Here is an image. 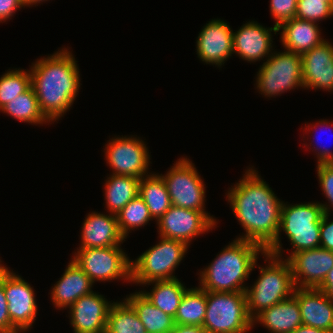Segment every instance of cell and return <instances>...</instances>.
<instances>
[{"mask_svg": "<svg viewBox=\"0 0 333 333\" xmlns=\"http://www.w3.org/2000/svg\"><path fill=\"white\" fill-rule=\"evenodd\" d=\"M253 168L248 167L242 178L231 185L226 199L245 230L237 239L257 243L266 250L277 238L283 201Z\"/></svg>", "mask_w": 333, "mask_h": 333, "instance_id": "obj_1", "label": "cell"}, {"mask_svg": "<svg viewBox=\"0 0 333 333\" xmlns=\"http://www.w3.org/2000/svg\"><path fill=\"white\" fill-rule=\"evenodd\" d=\"M29 70L39 108L54 124L70 110L78 96L82 84L77 61L68 48L62 47L37 59Z\"/></svg>", "mask_w": 333, "mask_h": 333, "instance_id": "obj_2", "label": "cell"}, {"mask_svg": "<svg viewBox=\"0 0 333 333\" xmlns=\"http://www.w3.org/2000/svg\"><path fill=\"white\" fill-rule=\"evenodd\" d=\"M260 253L262 255L265 250L257 243L234 239L199 271L198 287L213 292L245 291L244 282L257 267Z\"/></svg>", "mask_w": 333, "mask_h": 333, "instance_id": "obj_3", "label": "cell"}, {"mask_svg": "<svg viewBox=\"0 0 333 333\" xmlns=\"http://www.w3.org/2000/svg\"><path fill=\"white\" fill-rule=\"evenodd\" d=\"M287 203L283 202L281 207L280 228L277 238L265 250L266 253L284 259L282 257L283 244L280 239L281 232H283L292 246V251L285 260L296 252L320 247V227L324 214L318 201L293 205Z\"/></svg>", "mask_w": 333, "mask_h": 333, "instance_id": "obj_4", "label": "cell"}, {"mask_svg": "<svg viewBox=\"0 0 333 333\" xmlns=\"http://www.w3.org/2000/svg\"><path fill=\"white\" fill-rule=\"evenodd\" d=\"M262 256L265 257L266 265H258L260 275L245 290L247 309L252 319L263 310L290 298L296 288L287 260L266 252Z\"/></svg>", "mask_w": 333, "mask_h": 333, "instance_id": "obj_5", "label": "cell"}, {"mask_svg": "<svg viewBox=\"0 0 333 333\" xmlns=\"http://www.w3.org/2000/svg\"><path fill=\"white\" fill-rule=\"evenodd\" d=\"M206 300L203 327L208 333H248L254 328L245 291H206Z\"/></svg>", "mask_w": 333, "mask_h": 333, "instance_id": "obj_6", "label": "cell"}, {"mask_svg": "<svg viewBox=\"0 0 333 333\" xmlns=\"http://www.w3.org/2000/svg\"><path fill=\"white\" fill-rule=\"evenodd\" d=\"M160 238L132 262V282L141 285L156 280L175 279V270L188 253L189 246L182 241ZM174 273V274H173Z\"/></svg>", "mask_w": 333, "mask_h": 333, "instance_id": "obj_7", "label": "cell"}, {"mask_svg": "<svg viewBox=\"0 0 333 333\" xmlns=\"http://www.w3.org/2000/svg\"><path fill=\"white\" fill-rule=\"evenodd\" d=\"M255 88L265 97H276L288 90L304 88L302 57L287 51L273 52L258 68Z\"/></svg>", "mask_w": 333, "mask_h": 333, "instance_id": "obj_8", "label": "cell"}, {"mask_svg": "<svg viewBox=\"0 0 333 333\" xmlns=\"http://www.w3.org/2000/svg\"><path fill=\"white\" fill-rule=\"evenodd\" d=\"M159 175L165 182L173 206L204 212L218 224L217 219L206 212V184L191 159L181 156L166 174Z\"/></svg>", "mask_w": 333, "mask_h": 333, "instance_id": "obj_9", "label": "cell"}, {"mask_svg": "<svg viewBox=\"0 0 333 333\" xmlns=\"http://www.w3.org/2000/svg\"><path fill=\"white\" fill-rule=\"evenodd\" d=\"M118 246L76 249L71 258L95 282H132V260Z\"/></svg>", "mask_w": 333, "mask_h": 333, "instance_id": "obj_10", "label": "cell"}, {"mask_svg": "<svg viewBox=\"0 0 333 333\" xmlns=\"http://www.w3.org/2000/svg\"><path fill=\"white\" fill-rule=\"evenodd\" d=\"M108 143V144H107ZM105 144V159L111 174L142 178L151 173L149 149L140 137L115 136Z\"/></svg>", "mask_w": 333, "mask_h": 333, "instance_id": "obj_11", "label": "cell"}, {"mask_svg": "<svg viewBox=\"0 0 333 333\" xmlns=\"http://www.w3.org/2000/svg\"><path fill=\"white\" fill-rule=\"evenodd\" d=\"M11 323L22 333L29 332L35 318L38 305L33 286L8 267L0 274Z\"/></svg>", "mask_w": 333, "mask_h": 333, "instance_id": "obj_12", "label": "cell"}, {"mask_svg": "<svg viewBox=\"0 0 333 333\" xmlns=\"http://www.w3.org/2000/svg\"><path fill=\"white\" fill-rule=\"evenodd\" d=\"M159 236L185 242L188 246L199 235L216 228V224L201 211L171 206L157 221Z\"/></svg>", "mask_w": 333, "mask_h": 333, "instance_id": "obj_13", "label": "cell"}, {"mask_svg": "<svg viewBox=\"0 0 333 333\" xmlns=\"http://www.w3.org/2000/svg\"><path fill=\"white\" fill-rule=\"evenodd\" d=\"M197 57L206 64L221 68L233 55V30L219 18L203 26L196 39Z\"/></svg>", "mask_w": 333, "mask_h": 333, "instance_id": "obj_14", "label": "cell"}, {"mask_svg": "<svg viewBox=\"0 0 333 333\" xmlns=\"http://www.w3.org/2000/svg\"><path fill=\"white\" fill-rule=\"evenodd\" d=\"M287 261L296 288H318L333 268V252L321 247L303 250L292 254Z\"/></svg>", "mask_w": 333, "mask_h": 333, "instance_id": "obj_15", "label": "cell"}, {"mask_svg": "<svg viewBox=\"0 0 333 333\" xmlns=\"http://www.w3.org/2000/svg\"><path fill=\"white\" fill-rule=\"evenodd\" d=\"M277 34L278 27H265L257 21L243 24L237 31H233V54L240 59L251 62L265 60L274 52L273 35Z\"/></svg>", "mask_w": 333, "mask_h": 333, "instance_id": "obj_16", "label": "cell"}, {"mask_svg": "<svg viewBox=\"0 0 333 333\" xmlns=\"http://www.w3.org/2000/svg\"><path fill=\"white\" fill-rule=\"evenodd\" d=\"M112 304L95 291L77 299L68 309L74 333H105Z\"/></svg>", "mask_w": 333, "mask_h": 333, "instance_id": "obj_17", "label": "cell"}, {"mask_svg": "<svg viewBox=\"0 0 333 333\" xmlns=\"http://www.w3.org/2000/svg\"><path fill=\"white\" fill-rule=\"evenodd\" d=\"M304 89L333 91V44L325 40L301 55Z\"/></svg>", "mask_w": 333, "mask_h": 333, "instance_id": "obj_18", "label": "cell"}, {"mask_svg": "<svg viewBox=\"0 0 333 333\" xmlns=\"http://www.w3.org/2000/svg\"><path fill=\"white\" fill-rule=\"evenodd\" d=\"M80 246L77 249L104 248L124 243L116 214L89 212L82 224Z\"/></svg>", "mask_w": 333, "mask_h": 333, "instance_id": "obj_19", "label": "cell"}, {"mask_svg": "<svg viewBox=\"0 0 333 333\" xmlns=\"http://www.w3.org/2000/svg\"><path fill=\"white\" fill-rule=\"evenodd\" d=\"M293 296L300 307L302 324L333 331V301L318 288H295Z\"/></svg>", "mask_w": 333, "mask_h": 333, "instance_id": "obj_20", "label": "cell"}, {"mask_svg": "<svg viewBox=\"0 0 333 333\" xmlns=\"http://www.w3.org/2000/svg\"><path fill=\"white\" fill-rule=\"evenodd\" d=\"M94 283L71 259L61 276L52 286L50 299L58 310L69 308L77 299L93 292Z\"/></svg>", "mask_w": 333, "mask_h": 333, "instance_id": "obj_21", "label": "cell"}, {"mask_svg": "<svg viewBox=\"0 0 333 333\" xmlns=\"http://www.w3.org/2000/svg\"><path fill=\"white\" fill-rule=\"evenodd\" d=\"M280 41L287 51L302 55L325 40L317 22L293 18L278 26Z\"/></svg>", "mask_w": 333, "mask_h": 333, "instance_id": "obj_22", "label": "cell"}, {"mask_svg": "<svg viewBox=\"0 0 333 333\" xmlns=\"http://www.w3.org/2000/svg\"><path fill=\"white\" fill-rule=\"evenodd\" d=\"M257 324L267 328L270 333H292L302 325L297 299L292 295L263 310L253 319V327Z\"/></svg>", "mask_w": 333, "mask_h": 333, "instance_id": "obj_23", "label": "cell"}, {"mask_svg": "<svg viewBox=\"0 0 333 333\" xmlns=\"http://www.w3.org/2000/svg\"><path fill=\"white\" fill-rule=\"evenodd\" d=\"M146 285H153L152 289L141 293L157 308L164 313L175 317L184 293L189 289L178 278L170 280L151 281Z\"/></svg>", "mask_w": 333, "mask_h": 333, "instance_id": "obj_24", "label": "cell"}, {"mask_svg": "<svg viewBox=\"0 0 333 333\" xmlns=\"http://www.w3.org/2000/svg\"><path fill=\"white\" fill-rule=\"evenodd\" d=\"M124 299L134 308L147 333H169L174 328V317L155 307L141 291Z\"/></svg>", "mask_w": 333, "mask_h": 333, "instance_id": "obj_25", "label": "cell"}, {"mask_svg": "<svg viewBox=\"0 0 333 333\" xmlns=\"http://www.w3.org/2000/svg\"><path fill=\"white\" fill-rule=\"evenodd\" d=\"M104 183L107 212L117 214L139 193L140 178L109 174Z\"/></svg>", "mask_w": 333, "mask_h": 333, "instance_id": "obj_26", "label": "cell"}, {"mask_svg": "<svg viewBox=\"0 0 333 333\" xmlns=\"http://www.w3.org/2000/svg\"><path fill=\"white\" fill-rule=\"evenodd\" d=\"M138 195L144 200L155 221L172 206L165 182L158 173L151 172L140 179Z\"/></svg>", "mask_w": 333, "mask_h": 333, "instance_id": "obj_27", "label": "cell"}, {"mask_svg": "<svg viewBox=\"0 0 333 333\" xmlns=\"http://www.w3.org/2000/svg\"><path fill=\"white\" fill-rule=\"evenodd\" d=\"M2 113H6L17 121L29 123L31 125L51 124V122L43 115L39 108L37 96L31 86L26 92L15 97L11 102L7 103L0 109Z\"/></svg>", "mask_w": 333, "mask_h": 333, "instance_id": "obj_28", "label": "cell"}, {"mask_svg": "<svg viewBox=\"0 0 333 333\" xmlns=\"http://www.w3.org/2000/svg\"><path fill=\"white\" fill-rule=\"evenodd\" d=\"M206 307V291L200 287L189 288L175 314V324L203 326Z\"/></svg>", "mask_w": 333, "mask_h": 333, "instance_id": "obj_29", "label": "cell"}, {"mask_svg": "<svg viewBox=\"0 0 333 333\" xmlns=\"http://www.w3.org/2000/svg\"><path fill=\"white\" fill-rule=\"evenodd\" d=\"M105 333H147L134 308L125 300L113 301Z\"/></svg>", "mask_w": 333, "mask_h": 333, "instance_id": "obj_30", "label": "cell"}, {"mask_svg": "<svg viewBox=\"0 0 333 333\" xmlns=\"http://www.w3.org/2000/svg\"><path fill=\"white\" fill-rule=\"evenodd\" d=\"M117 221L120 232L125 237H128L132 230L139 229L154 220L150 215L149 209L144 200L137 195L133 198L122 210L117 214Z\"/></svg>", "mask_w": 333, "mask_h": 333, "instance_id": "obj_31", "label": "cell"}, {"mask_svg": "<svg viewBox=\"0 0 333 333\" xmlns=\"http://www.w3.org/2000/svg\"><path fill=\"white\" fill-rule=\"evenodd\" d=\"M31 87V74L27 69H9L0 77V109Z\"/></svg>", "mask_w": 333, "mask_h": 333, "instance_id": "obj_32", "label": "cell"}, {"mask_svg": "<svg viewBox=\"0 0 333 333\" xmlns=\"http://www.w3.org/2000/svg\"><path fill=\"white\" fill-rule=\"evenodd\" d=\"M333 16V0H298L295 18L320 22Z\"/></svg>", "mask_w": 333, "mask_h": 333, "instance_id": "obj_33", "label": "cell"}, {"mask_svg": "<svg viewBox=\"0 0 333 333\" xmlns=\"http://www.w3.org/2000/svg\"><path fill=\"white\" fill-rule=\"evenodd\" d=\"M317 176L321 187L322 194L328 200L319 204L322 206L324 213L330 214V209L333 208V163L317 164ZM331 205V206H330Z\"/></svg>", "mask_w": 333, "mask_h": 333, "instance_id": "obj_34", "label": "cell"}, {"mask_svg": "<svg viewBox=\"0 0 333 333\" xmlns=\"http://www.w3.org/2000/svg\"><path fill=\"white\" fill-rule=\"evenodd\" d=\"M298 0H270V14L279 26L284 21L295 18Z\"/></svg>", "mask_w": 333, "mask_h": 333, "instance_id": "obj_35", "label": "cell"}, {"mask_svg": "<svg viewBox=\"0 0 333 333\" xmlns=\"http://www.w3.org/2000/svg\"><path fill=\"white\" fill-rule=\"evenodd\" d=\"M305 124L306 125H305V128H304L303 131H306V133L305 132H303V133L307 135V134L311 133L312 130L314 131V129H317V127H319V126H326L325 129L327 128V126H329L331 128L333 126V121L330 122V121L325 119V120L316 121V124H314V123L313 124L310 123L309 125H308V123H305ZM314 137H315V135H314ZM316 141H317L316 147L314 146V144H312L313 142H311V144H306V143L304 144V146L310 148V151L313 149L312 151L316 152L315 153L316 154L315 156H317L316 157L317 158V163L316 164L333 163V151H332V149L330 150V149H328V147L319 146L320 145L319 144L320 138H318ZM317 144H318L319 147L317 146ZM312 145H313V147L311 149Z\"/></svg>", "mask_w": 333, "mask_h": 333, "instance_id": "obj_36", "label": "cell"}, {"mask_svg": "<svg viewBox=\"0 0 333 333\" xmlns=\"http://www.w3.org/2000/svg\"><path fill=\"white\" fill-rule=\"evenodd\" d=\"M0 333H21L10 320L8 302L6 300L3 283L0 281Z\"/></svg>", "mask_w": 333, "mask_h": 333, "instance_id": "obj_37", "label": "cell"}, {"mask_svg": "<svg viewBox=\"0 0 333 333\" xmlns=\"http://www.w3.org/2000/svg\"><path fill=\"white\" fill-rule=\"evenodd\" d=\"M330 215L324 213L321 219L320 247L333 252V221H329Z\"/></svg>", "mask_w": 333, "mask_h": 333, "instance_id": "obj_38", "label": "cell"}, {"mask_svg": "<svg viewBox=\"0 0 333 333\" xmlns=\"http://www.w3.org/2000/svg\"><path fill=\"white\" fill-rule=\"evenodd\" d=\"M22 7H25L22 0H0V23L11 20L17 10Z\"/></svg>", "mask_w": 333, "mask_h": 333, "instance_id": "obj_39", "label": "cell"}, {"mask_svg": "<svg viewBox=\"0 0 333 333\" xmlns=\"http://www.w3.org/2000/svg\"><path fill=\"white\" fill-rule=\"evenodd\" d=\"M169 333H208L203 326L175 324Z\"/></svg>", "mask_w": 333, "mask_h": 333, "instance_id": "obj_40", "label": "cell"}, {"mask_svg": "<svg viewBox=\"0 0 333 333\" xmlns=\"http://www.w3.org/2000/svg\"><path fill=\"white\" fill-rule=\"evenodd\" d=\"M318 289L322 290L333 301V268L328 272Z\"/></svg>", "mask_w": 333, "mask_h": 333, "instance_id": "obj_41", "label": "cell"}, {"mask_svg": "<svg viewBox=\"0 0 333 333\" xmlns=\"http://www.w3.org/2000/svg\"><path fill=\"white\" fill-rule=\"evenodd\" d=\"M292 333H329V332L302 324L299 327H297Z\"/></svg>", "mask_w": 333, "mask_h": 333, "instance_id": "obj_42", "label": "cell"}, {"mask_svg": "<svg viewBox=\"0 0 333 333\" xmlns=\"http://www.w3.org/2000/svg\"><path fill=\"white\" fill-rule=\"evenodd\" d=\"M45 1H49V0H22V2L24 3V6L29 7V8L33 5L38 6L37 4H40Z\"/></svg>", "mask_w": 333, "mask_h": 333, "instance_id": "obj_43", "label": "cell"}, {"mask_svg": "<svg viewBox=\"0 0 333 333\" xmlns=\"http://www.w3.org/2000/svg\"><path fill=\"white\" fill-rule=\"evenodd\" d=\"M7 268V266L4 265V263L2 264V260L0 259V274Z\"/></svg>", "mask_w": 333, "mask_h": 333, "instance_id": "obj_44", "label": "cell"}]
</instances>
